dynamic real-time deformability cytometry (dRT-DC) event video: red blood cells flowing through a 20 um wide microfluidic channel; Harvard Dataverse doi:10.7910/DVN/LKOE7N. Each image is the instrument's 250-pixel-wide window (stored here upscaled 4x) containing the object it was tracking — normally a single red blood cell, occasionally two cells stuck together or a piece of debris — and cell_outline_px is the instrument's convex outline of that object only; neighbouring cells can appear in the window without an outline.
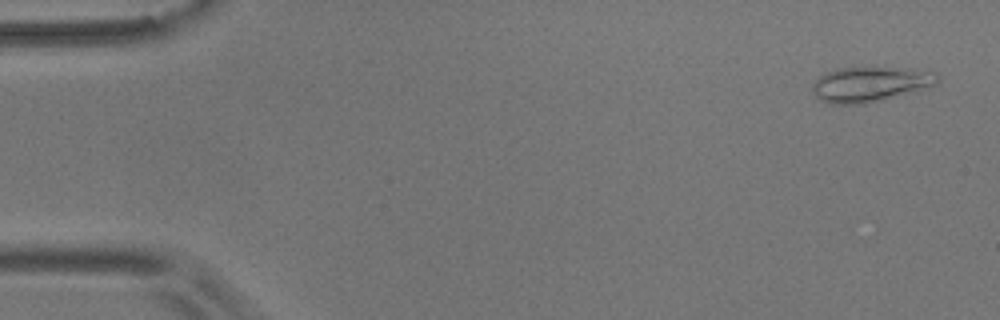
{"species": "common noctule bat (a hibernating species)", "species_latin": "Nyctalus noctula", "temperature_condition": "room temperature", "stored_images_in_passage": 40, "camera_frame_rate_fps": 3000, "um_per_image_px": 0.085, "animal": {"sex": "male", "body_mass_g": 17.9}, "frame": {"image": 1, "passage_image": 2, "time_ms": 0.333, "image_size_px": [1000, 320], "cell_outline_px": [[940, 76], [936, 84], [864, 104], [832, 104], [820, 100], [812, 92], [812, 84], [820, 76], [828, 72], [840, 68], [908, 68], [936, 72]], "centroid_in_image_um": [73.93, 7.15], "position_along_channel_um": 11.1, "area_um2": 24.97}}
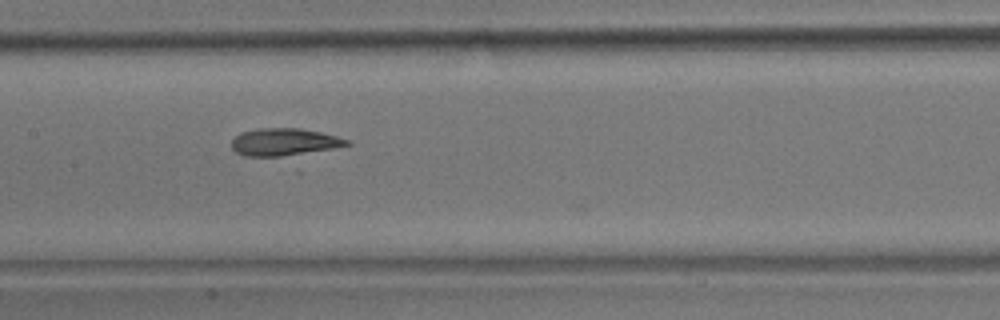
{"frame": {"image": 2, "passage_image": 26, "time_ms": 8.333, "image_size_px": [1000, 320], "cell_outline_px": [[352, 144], [332, 148], [280, 156], [244, 156], [236, 152], [232, 148], [232, 140], [240, 132], [256, 128], [300, 128], [320, 132], [352, 140]], "centroid_in_image_um": [24.14, 12.05], "position_along_channel_um": 183.3, "area_um2": 18.21}}
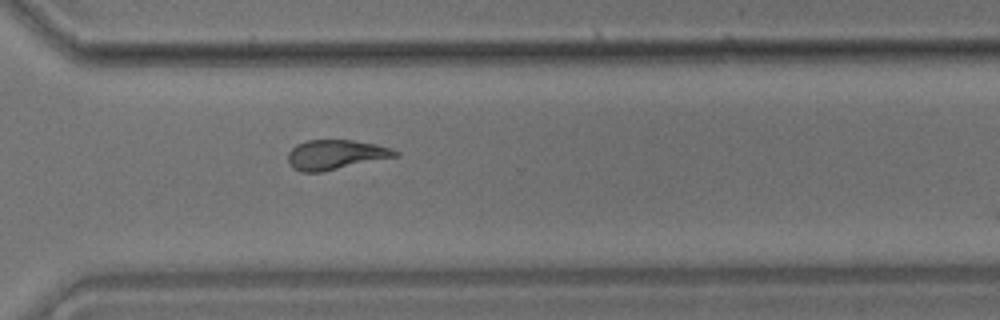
{"frame": {"image": 3, "passage_image": 39, "time_ms": 12.667, "image_size_px": [1000, 320], "cell_outline_px": [[400, 156], [320, 172], [300, 172], [292, 168], [288, 164], [288, 152], [296, 144], [308, 140], [352, 140], [376, 144], [400, 152]], "centroid_in_image_um": [28.51, 13.15], "position_along_channel_um": 342.1, "area_um2": 18.61}}